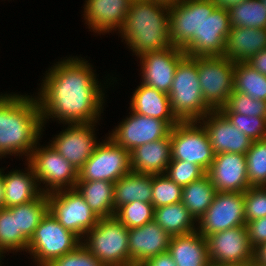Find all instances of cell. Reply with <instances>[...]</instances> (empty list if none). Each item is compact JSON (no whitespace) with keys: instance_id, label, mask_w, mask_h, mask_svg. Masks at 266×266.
<instances>
[{"instance_id":"1","label":"cell","mask_w":266,"mask_h":266,"mask_svg":"<svg viewBox=\"0 0 266 266\" xmlns=\"http://www.w3.org/2000/svg\"><path fill=\"white\" fill-rule=\"evenodd\" d=\"M79 57L60 59L48 68L39 83L35 95L38 94L43 126L50 118L65 125L100 121L106 100L105 86L98 81L99 75L92 64Z\"/></svg>"},{"instance_id":"2","label":"cell","mask_w":266,"mask_h":266,"mask_svg":"<svg viewBox=\"0 0 266 266\" xmlns=\"http://www.w3.org/2000/svg\"><path fill=\"white\" fill-rule=\"evenodd\" d=\"M42 116L35 96L0 94V159L22 156L28 159L43 137Z\"/></svg>"},{"instance_id":"3","label":"cell","mask_w":266,"mask_h":266,"mask_svg":"<svg viewBox=\"0 0 266 266\" xmlns=\"http://www.w3.org/2000/svg\"><path fill=\"white\" fill-rule=\"evenodd\" d=\"M169 8L153 0H132L117 33L135 57L173 46L170 40Z\"/></svg>"},{"instance_id":"4","label":"cell","mask_w":266,"mask_h":266,"mask_svg":"<svg viewBox=\"0 0 266 266\" xmlns=\"http://www.w3.org/2000/svg\"><path fill=\"white\" fill-rule=\"evenodd\" d=\"M168 96L172 112L179 122L200 121L213 111L202 95L197 57L186 55L178 63Z\"/></svg>"},{"instance_id":"5","label":"cell","mask_w":266,"mask_h":266,"mask_svg":"<svg viewBox=\"0 0 266 266\" xmlns=\"http://www.w3.org/2000/svg\"><path fill=\"white\" fill-rule=\"evenodd\" d=\"M129 229L115 217L100 218L81 243L104 266H133L129 254Z\"/></svg>"},{"instance_id":"6","label":"cell","mask_w":266,"mask_h":266,"mask_svg":"<svg viewBox=\"0 0 266 266\" xmlns=\"http://www.w3.org/2000/svg\"><path fill=\"white\" fill-rule=\"evenodd\" d=\"M81 241L48 212L28 241L26 253L33 258L35 266H47L53 260L74 251Z\"/></svg>"},{"instance_id":"7","label":"cell","mask_w":266,"mask_h":266,"mask_svg":"<svg viewBox=\"0 0 266 266\" xmlns=\"http://www.w3.org/2000/svg\"><path fill=\"white\" fill-rule=\"evenodd\" d=\"M230 29L229 11L216 8L212 0H202L200 31L182 50L190 57L223 56Z\"/></svg>"},{"instance_id":"8","label":"cell","mask_w":266,"mask_h":266,"mask_svg":"<svg viewBox=\"0 0 266 266\" xmlns=\"http://www.w3.org/2000/svg\"><path fill=\"white\" fill-rule=\"evenodd\" d=\"M40 145L39 142L26 161L33 169L41 192L47 194L75 188L78 171L49 142L46 146Z\"/></svg>"},{"instance_id":"9","label":"cell","mask_w":266,"mask_h":266,"mask_svg":"<svg viewBox=\"0 0 266 266\" xmlns=\"http://www.w3.org/2000/svg\"><path fill=\"white\" fill-rule=\"evenodd\" d=\"M234 66L225 56L197 57L202 95L213 111L224 107L234 91Z\"/></svg>"},{"instance_id":"10","label":"cell","mask_w":266,"mask_h":266,"mask_svg":"<svg viewBox=\"0 0 266 266\" xmlns=\"http://www.w3.org/2000/svg\"><path fill=\"white\" fill-rule=\"evenodd\" d=\"M46 196L49 213L81 240L100 219L75 188L54 191Z\"/></svg>"},{"instance_id":"11","label":"cell","mask_w":266,"mask_h":266,"mask_svg":"<svg viewBox=\"0 0 266 266\" xmlns=\"http://www.w3.org/2000/svg\"><path fill=\"white\" fill-rule=\"evenodd\" d=\"M171 160H182L200 166L205 172L215 153L208 134L199 121L179 122L170 131Z\"/></svg>"},{"instance_id":"12","label":"cell","mask_w":266,"mask_h":266,"mask_svg":"<svg viewBox=\"0 0 266 266\" xmlns=\"http://www.w3.org/2000/svg\"><path fill=\"white\" fill-rule=\"evenodd\" d=\"M130 171V152L105 135V139L78 170V181L105 180L115 183Z\"/></svg>"},{"instance_id":"13","label":"cell","mask_w":266,"mask_h":266,"mask_svg":"<svg viewBox=\"0 0 266 266\" xmlns=\"http://www.w3.org/2000/svg\"><path fill=\"white\" fill-rule=\"evenodd\" d=\"M237 226H246L244 192H216L208 210L197 221V231L205 238Z\"/></svg>"},{"instance_id":"14","label":"cell","mask_w":266,"mask_h":266,"mask_svg":"<svg viewBox=\"0 0 266 266\" xmlns=\"http://www.w3.org/2000/svg\"><path fill=\"white\" fill-rule=\"evenodd\" d=\"M130 112L107 134L116 145L131 152L142 144L163 139L170 134L172 127L166 121Z\"/></svg>"},{"instance_id":"15","label":"cell","mask_w":266,"mask_h":266,"mask_svg":"<svg viewBox=\"0 0 266 266\" xmlns=\"http://www.w3.org/2000/svg\"><path fill=\"white\" fill-rule=\"evenodd\" d=\"M208 256L210 264L253 263L252 248L246 226H237L208 235Z\"/></svg>"},{"instance_id":"16","label":"cell","mask_w":266,"mask_h":266,"mask_svg":"<svg viewBox=\"0 0 266 266\" xmlns=\"http://www.w3.org/2000/svg\"><path fill=\"white\" fill-rule=\"evenodd\" d=\"M97 123L66 124L65 130L54 135L49 144L78 171L100 143L96 139Z\"/></svg>"},{"instance_id":"17","label":"cell","mask_w":266,"mask_h":266,"mask_svg":"<svg viewBox=\"0 0 266 266\" xmlns=\"http://www.w3.org/2000/svg\"><path fill=\"white\" fill-rule=\"evenodd\" d=\"M185 56V52L175 46L141 55L137 58L141 65V83L169 94L178 63Z\"/></svg>"},{"instance_id":"18","label":"cell","mask_w":266,"mask_h":266,"mask_svg":"<svg viewBox=\"0 0 266 266\" xmlns=\"http://www.w3.org/2000/svg\"><path fill=\"white\" fill-rule=\"evenodd\" d=\"M206 175L217 192H245L250 187L245 154H215Z\"/></svg>"},{"instance_id":"19","label":"cell","mask_w":266,"mask_h":266,"mask_svg":"<svg viewBox=\"0 0 266 266\" xmlns=\"http://www.w3.org/2000/svg\"><path fill=\"white\" fill-rule=\"evenodd\" d=\"M199 122L206 130L215 154H246L252 145L253 140L235 128L219 110L209 112Z\"/></svg>"},{"instance_id":"20","label":"cell","mask_w":266,"mask_h":266,"mask_svg":"<svg viewBox=\"0 0 266 266\" xmlns=\"http://www.w3.org/2000/svg\"><path fill=\"white\" fill-rule=\"evenodd\" d=\"M132 0H85L83 19L89 31L109 34L119 31L130 9Z\"/></svg>"},{"instance_id":"21","label":"cell","mask_w":266,"mask_h":266,"mask_svg":"<svg viewBox=\"0 0 266 266\" xmlns=\"http://www.w3.org/2000/svg\"><path fill=\"white\" fill-rule=\"evenodd\" d=\"M129 254L133 266L168 251L171 236L154 220L129 229Z\"/></svg>"},{"instance_id":"22","label":"cell","mask_w":266,"mask_h":266,"mask_svg":"<svg viewBox=\"0 0 266 266\" xmlns=\"http://www.w3.org/2000/svg\"><path fill=\"white\" fill-rule=\"evenodd\" d=\"M172 45L183 49L200 31L202 0H182L169 8Z\"/></svg>"},{"instance_id":"23","label":"cell","mask_w":266,"mask_h":266,"mask_svg":"<svg viewBox=\"0 0 266 266\" xmlns=\"http://www.w3.org/2000/svg\"><path fill=\"white\" fill-rule=\"evenodd\" d=\"M170 134L153 142L142 144L130 152L131 171L141 174H164L171 162Z\"/></svg>"},{"instance_id":"24","label":"cell","mask_w":266,"mask_h":266,"mask_svg":"<svg viewBox=\"0 0 266 266\" xmlns=\"http://www.w3.org/2000/svg\"><path fill=\"white\" fill-rule=\"evenodd\" d=\"M131 97L130 111L166 121L171 127L179 123L172 112L168 94L140 82Z\"/></svg>"},{"instance_id":"25","label":"cell","mask_w":266,"mask_h":266,"mask_svg":"<svg viewBox=\"0 0 266 266\" xmlns=\"http://www.w3.org/2000/svg\"><path fill=\"white\" fill-rule=\"evenodd\" d=\"M266 48V28L231 27L223 56L231 62H246Z\"/></svg>"},{"instance_id":"26","label":"cell","mask_w":266,"mask_h":266,"mask_svg":"<svg viewBox=\"0 0 266 266\" xmlns=\"http://www.w3.org/2000/svg\"><path fill=\"white\" fill-rule=\"evenodd\" d=\"M25 164V171L15 168L5 173L3 168L4 208L33 201L42 194L31 165Z\"/></svg>"},{"instance_id":"27","label":"cell","mask_w":266,"mask_h":266,"mask_svg":"<svg viewBox=\"0 0 266 266\" xmlns=\"http://www.w3.org/2000/svg\"><path fill=\"white\" fill-rule=\"evenodd\" d=\"M168 253L177 266H210L207 240L197 230L172 236Z\"/></svg>"},{"instance_id":"28","label":"cell","mask_w":266,"mask_h":266,"mask_svg":"<svg viewBox=\"0 0 266 266\" xmlns=\"http://www.w3.org/2000/svg\"><path fill=\"white\" fill-rule=\"evenodd\" d=\"M134 201L152 203V175L130 171L114 183L115 211Z\"/></svg>"},{"instance_id":"29","label":"cell","mask_w":266,"mask_h":266,"mask_svg":"<svg viewBox=\"0 0 266 266\" xmlns=\"http://www.w3.org/2000/svg\"><path fill=\"white\" fill-rule=\"evenodd\" d=\"M75 189L99 218L114 217L113 182L105 180L77 181Z\"/></svg>"},{"instance_id":"30","label":"cell","mask_w":266,"mask_h":266,"mask_svg":"<svg viewBox=\"0 0 266 266\" xmlns=\"http://www.w3.org/2000/svg\"><path fill=\"white\" fill-rule=\"evenodd\" d=\"M154 221L171 237L197 230V220L182 202L154 208Z\"/></svg>"},{"instance_id":"31","label":"cell","mask_w":266,"mask_h":266,"mask_svg":"<svg viewBox=\"0 0 266 266\" xmlns=\"http://www.w3.org/2000/svg\"><path fill=\"white\" fill-rule=\"evenodd\" d=\"M8 209L16 215L17 232L29 241L39 223L49 212V203L46 194L42 193L33 201Z\"/></svg>"},{"instance_id":"32","label":"cell","mask_w":266,"mask_h":266,"mask_svg":"<svg viewBox=\"0 0 266 266\" xmlns=\"http://www.w3.org/2000/svg\"><path fill=\"white\" fill-rule=\"evenodd\" d=\"M216 192L210 178L205 175L201 179L183 186L181 202L198 221L208 210Z\"/></svg>"},{"instance_id":"33","label":"cell","mask_w":266,"mask_h":266,"mask_svg":"<svg viewBox=\"0 0 266 266\" xmlns=\"http://www.w3.org/2000/svg\"><path fill=\"white\" fill-rule=\"evenodd\" d=\"M234 91L248 95L255 100L266 101V76L246 62L235 63Z\"/></svg>"},{"instance_id":"34","label":"cell","mask_w":266,"mask_h":266,"mask_svg":"<svg viewBox=\"0 0 266 266\" xmlns=\"http://www.w3.org/2000/svg\"><path fill=\"white\" fill-rule=\"evenodd\" d=\"M27 248L28 240L17 232L16 215L8 208L0 209V261L2 262L7 252H27Z\"/></svg>"},{"instance_id":"35","label":"cell","mask_w":266,"mask_h":266,"mask_svg":"<svg viewBox=\"0 0 266 266\" xmlns=\"http://www.w3.org/2000/svg\"><path fill=\"white\" fill-rule=\"evenodd\" d=\"M231 27L266 28V8L260 0H247L229 10Z\"/></svg>"},{"instance_id":"36","label":"cell","mask_w":266,"mask_h":266,"mask_svg":"<svg viewBox=\"0 0 266 266\" xmlns=\"http://www.w3.org/2000/svg\"><path fill=\"white\" fill-rule=\"evenodd\" d=\"M245 155L250 187L266 186V139L253 141Z\"/></svg>"},{"instance_id":"37","label":"cell","mask_w":266,"mask_h":266,"mask_svg":"<svg viewBox=\"0 0 266 266\" xmlns=\"http://www.w3.org/2000/svg\"><path fill=\"white\" fill-rule=\"evenodd\" d=\"M114 217L128 229L141 227L154 220V207L152 203L134 201L120 206Z\"/></svg>"},{"instance_id":"38","label":"cell","mask_w":266,"mask_h":266,"mask_svg":"<svg viewBox=\"0 0 266 266\" xmlns=\"http://www.w3.org/2000/svg\"><path fill=\"white\" fill-rule=\"evenodd\" d=\"M183 187L164 174L152 175V204L154 208L181 202Z\"/></svg>"},{"instance_id":"39","label":"cell","mask_w":266,"mask_h":266,"mask_svg":"<svg viewBox=\"0 0 266 266\" xmlns=\"http://www.w3.org/2000/svg\"><path fill=\"white\" fill-rule=\"evenodd\" d=\"M221 113H237L246 116L266 117V101L233 91L227 104L219 110Z\"/></svg>"},{"instance_id":"40","label":"cell","mask_w":266,"mask_h":266,"mask_svg":"<svg viewBox=\"0 0 266 266\" xmlns=\"http://www.w3.org/2000/svg\"><path fill=\"white\" fill-rule=\"evenodd\" d=\"M235 128L253 141L266 139V117L246 116L237 113H222Z\"/></svg>"},{"instance_id":"41","label":"cell","mask_w":266,"mask_h":266,"mask_svg":"<svg viewBox=\"0 0 266 266\" xmlns=\"http://www.w3.org/2000/svg\"><path fill=\"white\" fill-rule=\"evenodd\" d=\"M164 175L183 187L201 179L206 175V172L194 163L182 160H171Z\"/></svg>"},{"instance_id":"42","label":"cell","mask_w":266,"mask_h":266,"mask_svg":"<svg viewBox=\"0 0 266 266\" xmlns=\"http://www.w3.org/2000/svg\"><path fill=\"white\" fill-rule=\"evenodd\" d=\"M246 222L266 217V186L249 187L244 192Z\"/></svg>"},{"instance_id":"43","label":"cell","mask_w":266,"mask_h":266,"mask_svg":"<svg viewBox=\"0 0 266 266\" xmlns=\"http://www.w3.org/2000/svg\"><path fill=\"white\" fill-rule=\"evenodd\" d=\"M47 266H104L92 253L81 243L74 251L53 260Z\"/></svg>"},{"instance_id":"44","label":"cell","mask_w":266,"mask_h":266,"mask_svg":"<svg viewBox=\"0 0 266 266\" xmlns=\"http://www.w3.org/2000/svg\"><path fill=\"white\" fill-rule=\"evenodd\" d=\"M246 228L253 249L266 242V217L246 222Z\"/></svg>"},{"instance_id":"45","label":"cell","mask_w":266,"mask_h":266,"mask_svg":"<svg viewBox=\"0 0 266 266\" xmlns=\"http://www.w3.org/2000/svg\"><path fill=\"white\" fill-rule=\"evenodd\" d=\"M140 266H177L171 255L167 252L147 259Z\"/></svg>"},{"instance_id":"46","label":"cell","mask_w":266,"mask_h":266,"mask_svg":"<svg viewBox=\"0 0 266 266\" xmlns=\"http://www.w3.org/2000/svg\"><path fill=\"white\" fill-rule=\"evenodd\" d=\"M246 63L259 73L266 76V48L252 56Z\"/></svg>"},{"instance_id":"47","label":"cell","mask_w":266,"mask_h":266,"mask_svg":"<svg viewBox=\"0 0 266 266\" xmlns=\"http://www.w3.org/2000/svg\"><path fill=\"white\" fill-rule=\"evenodd\" d=\"M253 265L266 266V242L254 249Z\"/></svg>"},{"instance_id":"48","label":"cell","mask_w":266,"mask_h":266,"mask_svg":"<svg viewBox=\"0 0 266 266\" xmlns=\"http://www.w3.org/2000/svg\"><path fill=\"white\" fill-rule=\"evenodd\" d=\"M212 1L214 2L216 8L229 10L231 7L247 0H212Z\"/></svg>"},{"instance_id":"49","label":"cell","mask_w":266,"mask_h":266,"mask_svg":"<svg viewBox=\"0 0 266 266\" xmlns=\"http://www.w3.org/2000/svg\"><path fill=\"white\" fill-rule=\"evenodd\" d=\"M4 181H3V168H0V209L4 208Z\"/></svg>"},{"instance_id":"50","label":"cell","mask_w":266,"mask_h":266,"mask_svg":"<svg viewBox=\"0 0 266 266\" xmlns=\"http://www.w3.org/2000/svg\"><path fill=\"white\" fill-rule=\"evenodd\" d=\"M153 1L167 5V6H173V5L181 2L182 0H153Z\"/></svg>"},{"instance_id":"51","label":"cell","mask_w":266,"mask_h":266,"mask_svg":"<svg viewBox=\"0 0 266 266\" xmlns=\"http://www.w3.org/2000/svg\"><path fill=\"white\" fill-rule=\"evenodd\" d=\"M210 266H253V263H242V264H210Z\"/></svg>"},{"instance_id":"52","label":"cell","mask_w":266,"mask_h":266,"mask_svg":"<svg viewBox=\"0 0 266 266\" xmlns=\"http://www.w3.org/2000/svg\"><path fill=\"white\" fill-rule=\"evenodd\" d=\"M263 3V6L266 8V0H260Z\"/></svg>"}]
</instances>
